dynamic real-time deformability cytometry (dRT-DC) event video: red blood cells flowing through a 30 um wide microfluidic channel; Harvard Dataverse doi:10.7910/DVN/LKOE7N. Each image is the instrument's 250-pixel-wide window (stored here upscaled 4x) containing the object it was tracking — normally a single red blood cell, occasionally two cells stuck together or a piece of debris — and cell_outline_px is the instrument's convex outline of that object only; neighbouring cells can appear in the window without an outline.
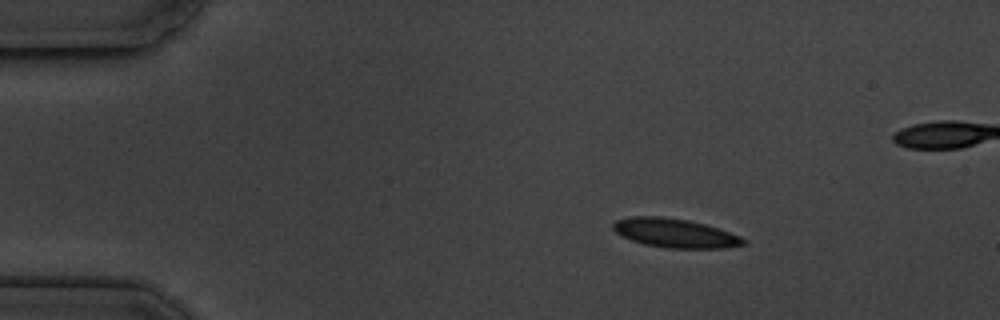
{"species": "common noctule bat (a hibernating species)", "species_latin": "Nyctalus noctula", "temperature_condition": "cold", "stored_images_in_passage": 3, "camera_frame_rate_fps": 3000, "um_per_image_px": 0.085, "animal": {"sex": "male", "body_mass_g": 19.5, "forearm_length_mm": 54.6}, "frame": {"image": 1, "passage_image": 1, "time_ms": 0.0, "image_size_px": [1000, 320], "cell_outline_px": [[748, 244], [724, 248], [668, 248], [644, 244], [620, 236], [612, 228], [612, 224], [616, 220], [632, 216], [660, 216], [688, 220], [704, 224], [740, 236], [748, 240]], "centroid_in_image_um": [57.37, 19.81], "position_along_channel_um": 27.6, "area_um2": 22.02}}